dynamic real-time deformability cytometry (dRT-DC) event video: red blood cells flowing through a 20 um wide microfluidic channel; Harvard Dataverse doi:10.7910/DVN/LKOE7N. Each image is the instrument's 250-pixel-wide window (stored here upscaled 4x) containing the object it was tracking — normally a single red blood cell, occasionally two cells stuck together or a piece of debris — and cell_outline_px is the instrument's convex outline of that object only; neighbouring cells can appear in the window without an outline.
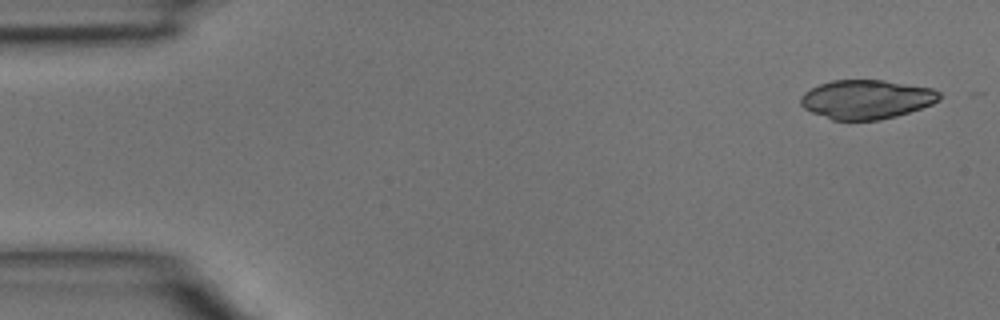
{"species": "common noctule bat (a hibernating species)", "species_latin": "Nyctalus noctula", "temperature_condition": "room temperature", "stored_images_in_passage": 4, "camera_frame_rate_fps": 3000, "um_per_image_px": 0.085, "animal": {"sex": "male", "body_mass_g": 15.6}, "frame": {"image": 1, "passage_image": 1, "time_ms": 0.0, "image_size_px": [1000, 320], "cell_outline_px": [[940, 100], [932, 104], [896, 116], [880, 120], [832, 120], [812, 112], [804, 108], [800, 104], [800, 96], [804, 92], [820, 84], [832, 80], [884, 80], [932, 88], [940, 92]], "centroid_in_image_um": [73.64, 8.44], "position_along_channel_um": 11.4, "area_um2": 31.56}}